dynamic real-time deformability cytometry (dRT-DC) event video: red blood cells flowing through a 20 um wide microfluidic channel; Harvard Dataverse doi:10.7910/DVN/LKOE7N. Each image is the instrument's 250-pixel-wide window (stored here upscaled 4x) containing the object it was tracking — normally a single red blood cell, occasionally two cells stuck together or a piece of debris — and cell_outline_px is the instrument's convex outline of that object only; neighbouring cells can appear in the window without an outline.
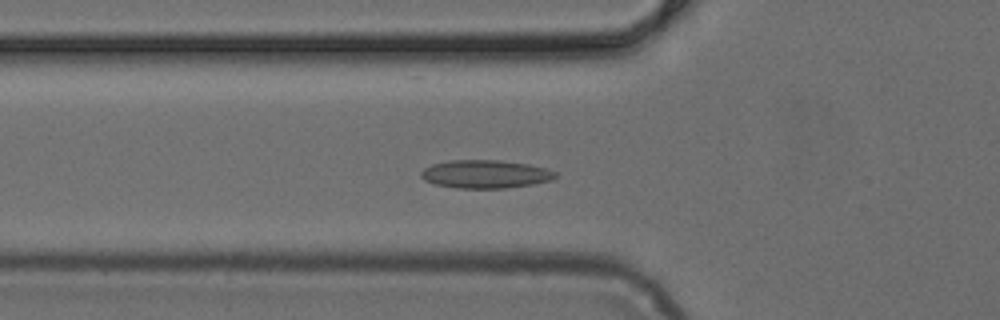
{"species": "common noctule bat (a hibernating species)", "species_latin": "Nyctalus noctula", "temperature_condition": "cold", "stored_images_in_passage": 50, "camera_frame_rate_fps": 3000, "um_per_image_px": 0.085, "animal": {"sex": "female", "body_mass_g": 24.6, "forearm_length_mm": 56.2}, "frame": {"image": 1, "passage_image": 18, "time_ms": 5.667, "image_size_px": [1000, 320], "cell_outline_px": [[556, 176], [552, 180], [532, 184], [504, 188], [456, 188], [436, 184], [424, 180], [420, 176], [420, 172], [424, 168], [432, 164], [452, 160], [500, 160], [528, 164], [544, 168], [556, 172]], "centroid_in_image_um": [41.23, 14.8], "position_along_channel_um": 84.6, "area_um2": 21.96}}
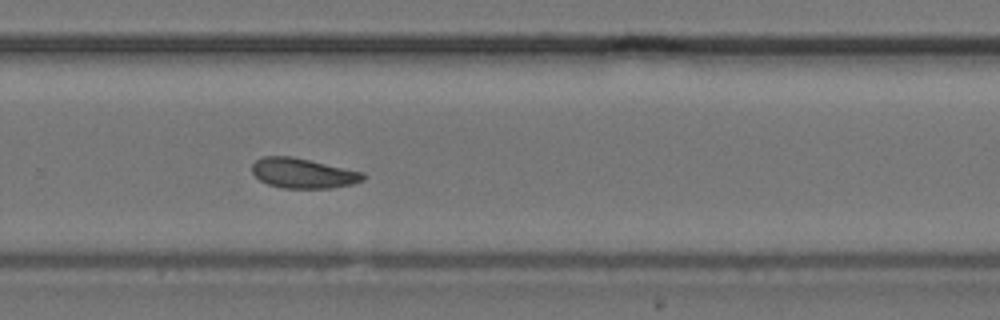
{"frame": {"image": 2, "passage_image": 34, "time_ms": 11.0, "image_size_px": [1000, 320], "cell_outline_px": [[368, 176], [364, 180], [352, 184], [332, 188], [284, 188], [268, 184], [260, 180], [252, 172], [252, 164], [256, 160], [264, 156], [292, 156], [364, 172]], "centroid_in_image_um": [25.79, 14.72], "position_along_channel_um": 304.0, "area_um2": 19.48}}
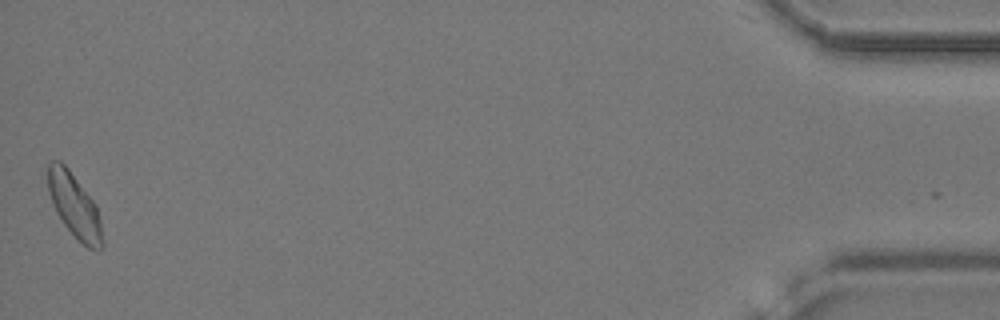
{"frame": {"image": 3, "passage_image": 50, "time_ms": 16.333, "image_size_px": [1000, 320], "cell_outline_px": [[104, 244], [100, 252], [88, 248], [64, 224], [56, 212], [52, 204], [48, 192], [44, 168], [52, 160], [60, 160], [68, 168], [96, 204], [100, 220], [104, 240]], "centroid_in_image_um": [6.3, 17.44], "position_along_channel_um": 428.9, "area_um2": 20.69}}